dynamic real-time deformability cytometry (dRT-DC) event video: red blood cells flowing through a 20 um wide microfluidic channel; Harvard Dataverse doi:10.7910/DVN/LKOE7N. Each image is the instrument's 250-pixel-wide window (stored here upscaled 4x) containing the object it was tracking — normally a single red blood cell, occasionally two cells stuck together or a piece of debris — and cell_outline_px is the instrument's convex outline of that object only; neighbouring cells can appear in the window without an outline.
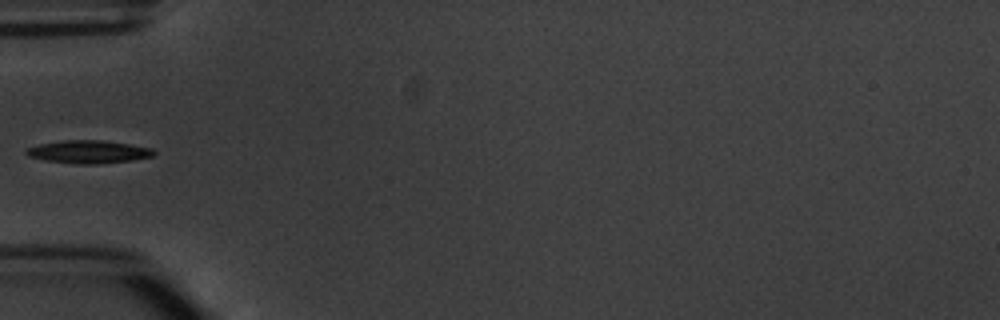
{"species": "common noctule bat (a hibernating species)", "species_latin": "Nyctalus noctula", "temperature_condition": "warm", "stored_images_in_passage": 5, "camera_frame_rate_fps": 3000, "um_per_image_px": 0.085, "animal": {"sex": "male", "body_mass_g": 20.1, "forearm_length_mm": 53.5}, "frame": {"image": 1, "passage_image": 5, "time_ms": 5.333, "image_size_px": [1000, 320], "cell_outline_px": [[156, 152], [152, 156], [132, 160], [96, 164], [72, 164], [44, 160], [28, 156], [24, 152], [28, 148], [40, 144], [64, 140], [100, 140], [128, 144], [152, 148]], "centroid_in_image_um": [7.5, 12.91], "position_along_channel_um": 77.5, "area_um2": 16.94}}